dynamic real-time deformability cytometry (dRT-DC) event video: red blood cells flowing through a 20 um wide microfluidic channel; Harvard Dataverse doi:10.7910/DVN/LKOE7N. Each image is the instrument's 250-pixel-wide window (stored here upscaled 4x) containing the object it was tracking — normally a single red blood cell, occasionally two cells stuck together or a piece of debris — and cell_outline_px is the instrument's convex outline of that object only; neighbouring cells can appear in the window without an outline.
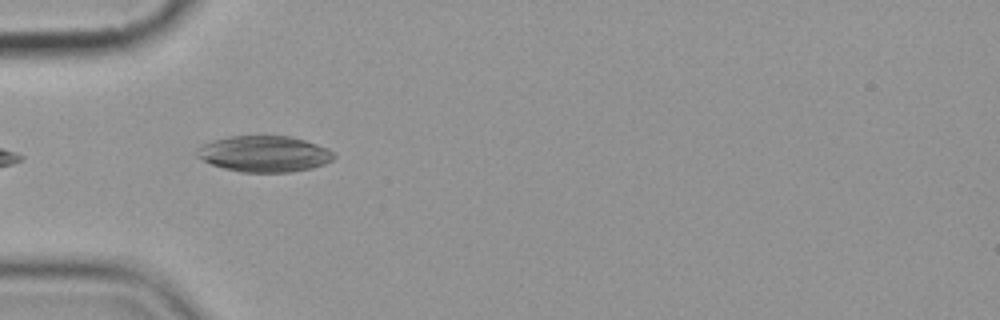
{"species": "common noctule bat (a hibernating species)", "species_latin": "Nyctalus noctula", "temperature_condition": "cold", "stored_images_in_passage": 6, "camera_frame_rate_fps": 3000, "um_per_image_px": 0.085, "animal": {"sex": "female", "body_mass_g": 19.9}, "frame": {"image": 1, "passage_image": 5, "time_ms": 5.667, "image_size_px": [1000, 320], "cell_outline_px": [[336, 156], [332, 160], [324, 164], [312, 168], [292, 172], [240, 172], [224, 168], [212, 164], [196, 156], [196, 148], [200, 144], [212, 140], [228, 136], [292, 136], [328, 148], [336, 152]], "centroid_in_image_um": [22.46, 13.07], "position_along_channel_um": 62.5, "area_um2": 29.07}}
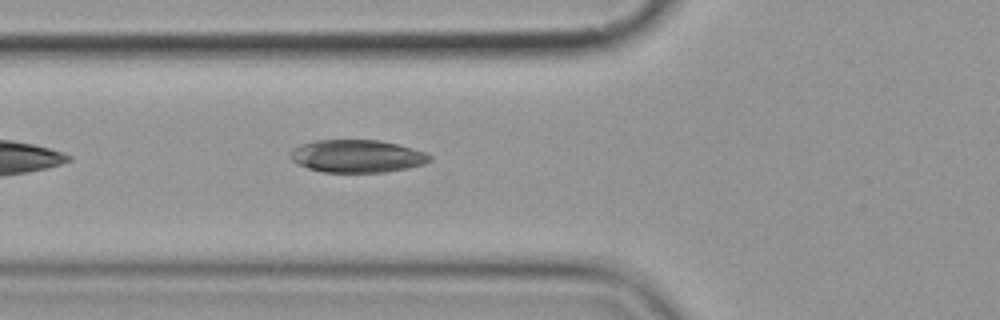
{"frame": {"image": 2, "passage_image": 6, "time_ms": 6.667, "image_size_px": [1000, 320], "cell_outline_px": [[432, 160], [424, 164], [408, 168], [384, 172], [324, 172], [308, 168], [296, 164], [288, 156], [292, 148], [300, 144], [312, 140], [380, 140], [396, 144], [424, 152], [432, 156]], "centroid_in_image_um": [30.3, 13.27], "position_along_channel_um": 95.5, "area_um2": 26.7}}